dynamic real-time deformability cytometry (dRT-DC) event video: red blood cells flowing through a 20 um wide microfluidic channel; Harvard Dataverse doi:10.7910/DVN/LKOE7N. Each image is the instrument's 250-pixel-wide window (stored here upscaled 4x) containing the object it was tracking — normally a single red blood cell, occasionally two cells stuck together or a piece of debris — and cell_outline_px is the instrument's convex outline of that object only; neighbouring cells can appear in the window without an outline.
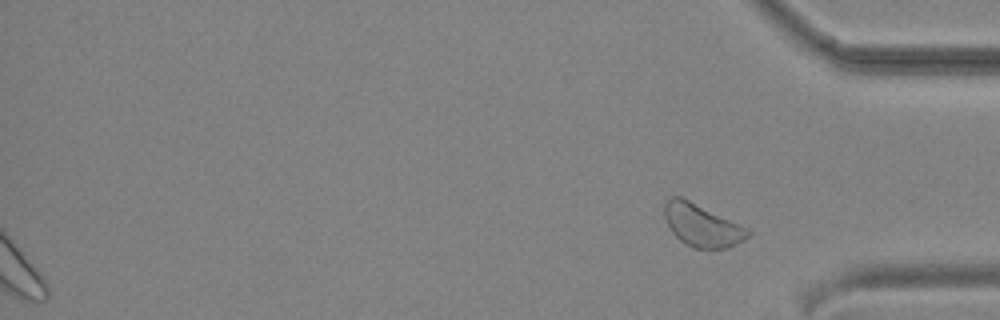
{"species": "common noctule bat (a hibernating species)", "species_latin": "Nyctalus noctula", "temperature_condition": "cold", "stored_images_in_passage": 39, "segment_of_instrument_passage": [2, 2], "camera_frame_rate_fps": 3000, "um_per_image_px": 0.085, "animal": {"sex": "male", "body_mass_g": 19.2, "forearm_length_mm": 51.8}, "frame": {"image": 1, "passage_image": 39, "time_ms": 12.667, "image_size_px": [1000, 320], "cell_outline_px": [[752, 232], [748, 236], [736, 244], [728, 248], [692, 248], [684, 244], [672, 232], [664, 216], [664, 204], [672, 196], [680, 196], [748, 228]], "centroid_in_image_um": [59.65, 19.16], "position_along_channel_um": 375.5, "area_um2": 20.4}}